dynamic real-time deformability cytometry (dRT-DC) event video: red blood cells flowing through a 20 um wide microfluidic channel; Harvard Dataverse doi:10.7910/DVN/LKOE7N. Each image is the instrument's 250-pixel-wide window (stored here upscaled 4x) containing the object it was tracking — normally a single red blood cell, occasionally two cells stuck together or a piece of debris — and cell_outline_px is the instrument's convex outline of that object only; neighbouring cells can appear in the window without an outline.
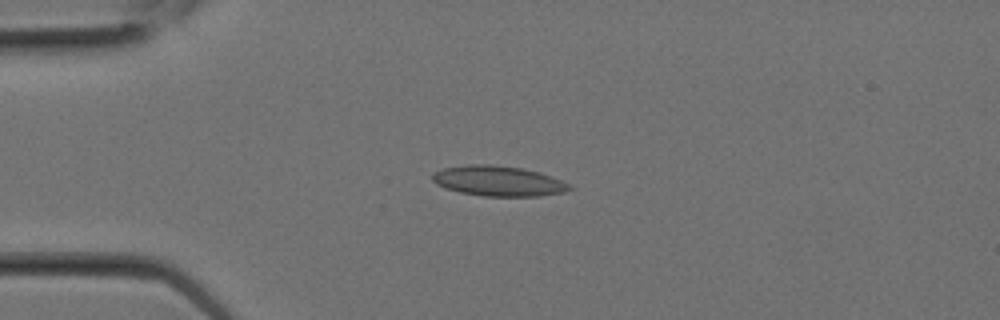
{"species": "Egyptian fruit bat (a non-hibernating species)", "species_latin": "Rousettus aegyptiacus", "temperature_condition": "room temperature", "stored_images_in_passage": 1, "camera_frame_rate_fps": 3000, "um_per_image_px": 0.085, "animal": {"sex": "female"}, "frame": {"image": 1, "passage_image": 1, "time_ms": 0.0, "image_size_px": [1000, 320], "cell_outline_px": [[576, 188], [564, 192], [540, 196], [484, 196], [460, 192], [444, 188], [436, 184], [432, 180], [432, 172], [444, 168], [468, 164], [492, 164], [520, 168], [540, 172], [552, 176], [572, 184]], "centroid_in_image_um": [42.39, 15.38], "position_along_channel_um": 42.6, "area_um2": 24.45}}